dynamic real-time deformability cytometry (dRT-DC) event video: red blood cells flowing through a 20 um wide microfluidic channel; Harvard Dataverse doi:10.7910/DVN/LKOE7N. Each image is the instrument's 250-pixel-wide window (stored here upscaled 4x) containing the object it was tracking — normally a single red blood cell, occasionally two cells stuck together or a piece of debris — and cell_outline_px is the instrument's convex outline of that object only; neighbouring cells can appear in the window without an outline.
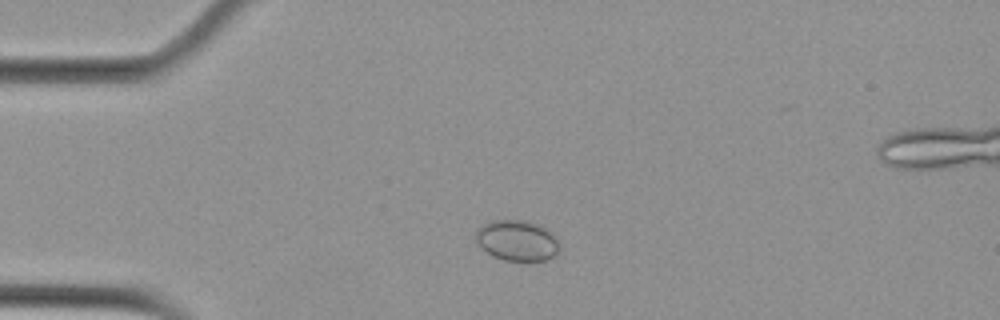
{"species": "Egyptian fruit bat (a non-hibernating species)", "species_latin": "Rousettus aegyptiacus", "temperature_condition": "cold", "stored_images_in_passage": 5, "camera_frame_rate_fps": 3000, "um_per_image_px": 0.085, "animal": {"sex": "female"}, "frame": {"image": 1, "passage_image": 3, "time_ms": 0.667, "image_size_px": [1000, 320], "cell_outline_px": [[556, 252], [552, 256], [544, 260], [504, 260], [492, 256], [476, 240], [476, 232], [484, 224], [492, 220], [528, 220], [540, 224], [552, 232], [556, 240]], "centroid_in_image_um": [43.94, 20.41], "position_along_channel_um": 41.1, "area_um2": 19.36}}